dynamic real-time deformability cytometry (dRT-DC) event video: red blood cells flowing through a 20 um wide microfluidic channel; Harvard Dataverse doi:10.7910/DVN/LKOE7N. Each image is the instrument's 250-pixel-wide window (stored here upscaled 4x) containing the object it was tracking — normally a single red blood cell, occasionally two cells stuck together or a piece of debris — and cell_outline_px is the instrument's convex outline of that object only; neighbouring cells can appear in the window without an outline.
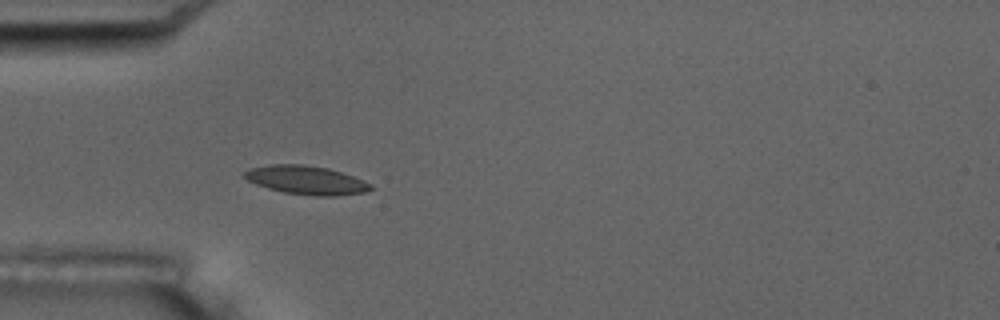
{"species": "common noctule bat (a hibernating species)", "species_latin": "Nyctalus noctula", "temperature_condition": "room temperature", "stored_images_in_passage": 5, "camera_frame_rate_fps": 3000, "um_per_image_px": 0.085, "animal": {"sex": "male", "body_mass_g": 17.5, "forearm_length_mm": 52.3}, "frame": {"image": 1, "passage_image": 5, "time_ms": 4.667, "image_size_px": [1000, 320], "cell_outline_px": [[372, 188], [364, 192], [336, 196], [316, 196], [284, 192], [268, 188], [256, 184], [248, 180], [244, 176], [244, 172], [252, 168], [268, 164], [304, 164], [328, 168], [364, 180], [372, 184]], "centroid_in_image_um": [26.04, 15.3], "position_along_channel_um": 59.0, "area_um2": 20.92}}